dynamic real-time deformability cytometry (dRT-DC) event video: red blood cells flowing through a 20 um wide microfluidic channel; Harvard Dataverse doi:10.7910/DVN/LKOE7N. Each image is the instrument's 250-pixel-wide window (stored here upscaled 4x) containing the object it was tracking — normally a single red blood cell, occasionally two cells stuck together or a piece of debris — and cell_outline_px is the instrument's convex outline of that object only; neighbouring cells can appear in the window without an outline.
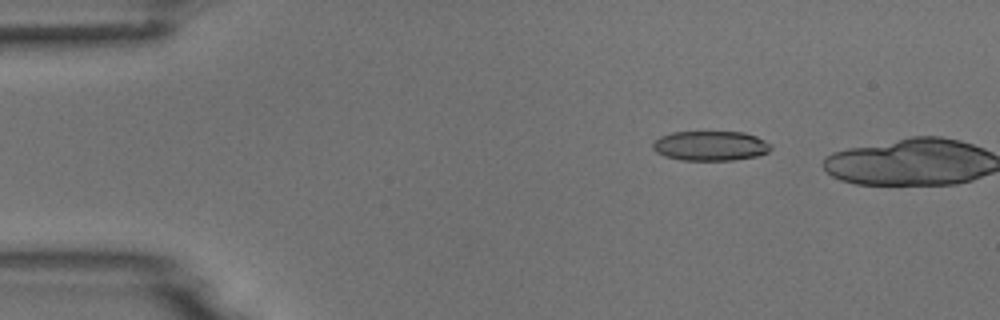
{"species": "common noctule bat (a hibernating species)", "species_latin": "Nyctalus noctula", "temperature_condition": "room temperature", "stored_images_in_passage": 4, "camera_frame_rate_fps": 3000, "um_per_image_px": 0.085, "animal": {"sex": "male", "body_mass_g": 18.8}, "frame": {"image": 1, "passage_image": 3, "time_ms": 0.667, "image_size_px": [1000, 320], "cell_outline_px": [[772, 148], [768, 152], [756, 156], [732, 160], [680, 160], [664, 156], [656, 152], [652, 148], [652, 144], [660, 136], [672, 132], [744, 132], [756, 136], [772, 144]], "centroid_in_image_um": [60.39, 12.39], "position_along_channel_um": 24.6, "area_um2": 20.52}}